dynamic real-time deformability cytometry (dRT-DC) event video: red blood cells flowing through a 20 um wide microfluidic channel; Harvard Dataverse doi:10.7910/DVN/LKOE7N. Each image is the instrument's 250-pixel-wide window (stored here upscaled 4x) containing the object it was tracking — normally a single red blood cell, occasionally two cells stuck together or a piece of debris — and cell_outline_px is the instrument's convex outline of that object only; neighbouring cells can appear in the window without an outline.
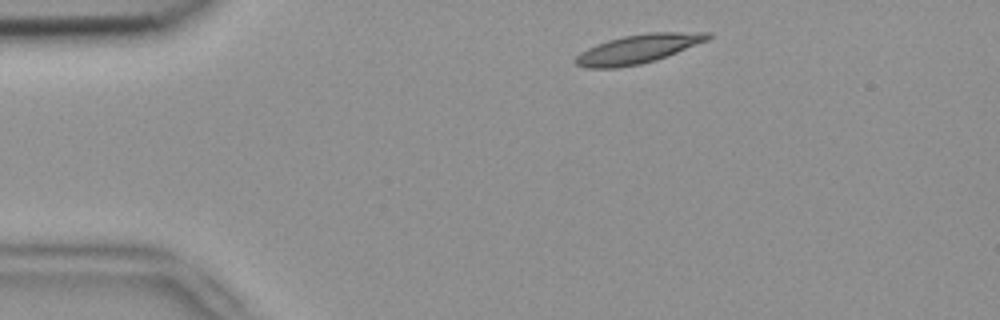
{"species": "common noctule bat (a hibernating species)", "species_latin": "Nyctalus noctula", "temperature_condition": "room temperature", "stored_images_in_passage": 4, "segment_of_instrument_passage": [2, 2], "camera_frame_rate_fps": 3000, "um_per_image_px": 0.085, "animal": {"sex": "female", "body_mass_g": 18.4}, "frame": {"image": 1, "passage_image": 4, "time_ms": 1.0, "image_size_px": [1000, 320], "cell_outline_px": [[712, 36], [708, 40], [668, 56], [656, 60], [640, 64], [616, 68], [588, 68], [576, 64], [572, 60], [580, 52], [596, 44], [608, 40], [624, 36], [648, 32], [712, 32]], "centroid_in_image_um": [54.24, 4.16], "position_along_channel_um": 30.8, "area_um2": 22.37}}